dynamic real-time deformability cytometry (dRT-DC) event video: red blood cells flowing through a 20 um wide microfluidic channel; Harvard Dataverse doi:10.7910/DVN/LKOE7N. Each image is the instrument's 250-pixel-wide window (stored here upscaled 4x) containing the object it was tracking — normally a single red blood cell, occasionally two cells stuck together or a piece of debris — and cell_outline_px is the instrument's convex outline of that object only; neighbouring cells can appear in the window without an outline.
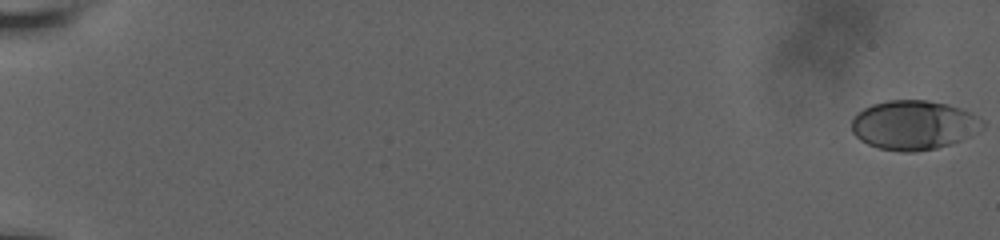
{"species": "human", "species_latin": "Homo sapiens", "temperature_condition": "room temperature", "stored_images_in_passage": 59, "camera_frame_rate_fps": 3000, "um_per_image_px": 0.085, "donor": {"sex": "male"}, "frame": {"image": 1, "passage_image": 1, "time_ms": 0.0, "image_size_px": [1000, 240], "cell_outline_px": [[984, 128], [960, 140], [936, 148], [916, 152], [900, 152], [876, 148], [860, 140], [852, 132], [852, 120], [864, 108], [872, 104], [888, 100], [928, 100], [948, 104], [972, 112], [980, 116], [984, 120]], "centroid_in_image_um": [77.69, 10.63], "position_along_channel_um": 7.3, "area_um2": 37.8}}
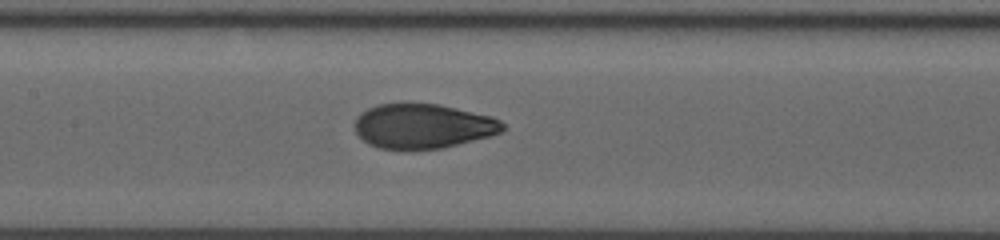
{"frame": {"image": 2, "passage_image": 32, "time_ms": 10.333, "image_size_px": [1000, 240], "cell_outline_px": [[504, 132], [444, 148], [380, 148], [368, 144], [356, 132], [356, 116], [360, 112], [376, 104], [440, 104], [492, 116], [500, 120], [504, 124]], "centroid_in_image_um": [35.98, 10.7], "position_along_channel_um": 171.4, "area_um2": 38.21}}
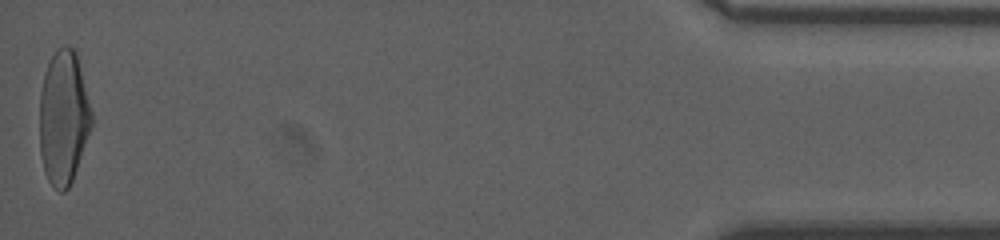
{"frame": {"image": 3, "passage_image": 59, "time_ms": 19.333, "image_size_px": [1000, 240], "cell_outline_px": [[92, 124], [72, 180], [68, 188], [64, 192], [60, 192], [48, 180], [44, 172], [40, 152], [40, 92], [44, 72], [56, 48], [64, 44], [68, 44], [76, 52], [92, 112]], "centroid_in_image_um": [5.38, 9.96], "position_along_channel_um": 429.8, "area_um2": 40.46}, "authors_computed_cell_mechanics": {"area_um2": 38.9572, "velocity_mm_per_s": 3.79, "shape_relaxation_time_tau1_ms": 5.1105, "shape_relaxation_time_tau2_ms": null, "deformation_change_tau1": 0.236, "deformation_change_tau2": null}}